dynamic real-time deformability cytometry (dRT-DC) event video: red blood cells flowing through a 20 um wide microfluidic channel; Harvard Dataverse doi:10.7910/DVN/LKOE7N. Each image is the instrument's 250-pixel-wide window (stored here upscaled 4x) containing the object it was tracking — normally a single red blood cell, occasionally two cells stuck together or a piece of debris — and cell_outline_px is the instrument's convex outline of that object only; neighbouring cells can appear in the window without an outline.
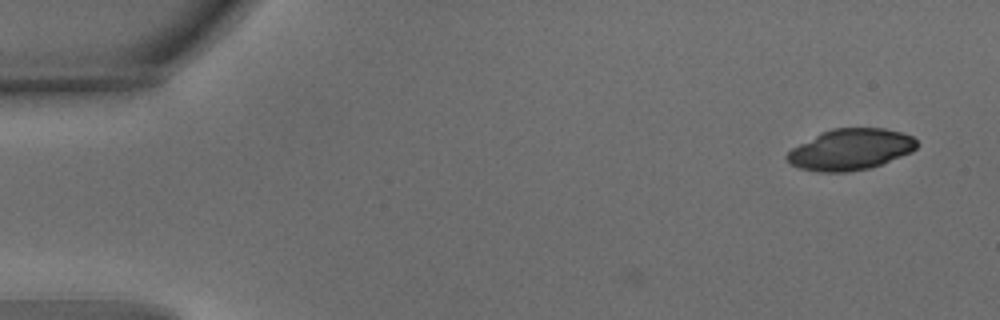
{"species": "common noctule bat (a hibernating species)", "species_latin": "Nyctalus noctula", "temperature_condition": "warm", "stored_images_in_passage": 4, "camera_frame_rate_fps": 3000, "um_per_image_px": 0.085, "animal": {"sex": "male", "body_mass_g": 15.6}, "frame": {"image": 1, "passage_image": 4, "time_ms": 1.0, "image_size_px": [1000, 320], "cell_outline_px": [[920, 144], [912, 152], [880, 164], [868, 168], [844, 172], [820, 172], [800, 168], [792, 164], [784, 156], [792, 148], [820, 132], [832, 128], [884, 128], [900, 132], [912, 136]], "centroid_in_image_um": [72.29, 12.69], "position_along_channel_um": 12.7, "area_um2": 30.98}}